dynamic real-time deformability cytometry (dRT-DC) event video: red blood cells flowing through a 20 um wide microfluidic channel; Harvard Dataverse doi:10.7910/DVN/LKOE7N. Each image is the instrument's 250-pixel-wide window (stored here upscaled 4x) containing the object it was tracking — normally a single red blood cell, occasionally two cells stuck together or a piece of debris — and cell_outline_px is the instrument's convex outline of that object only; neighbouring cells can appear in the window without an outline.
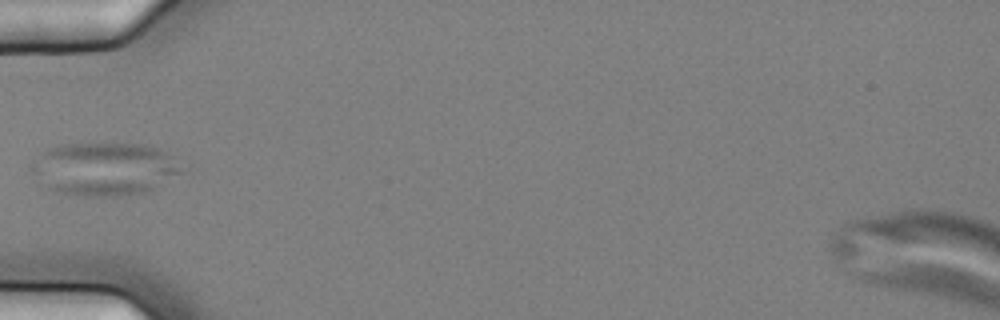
{"species": "common noctule bat (a hibernating species)", "species_latin": "Nyctalus noctula", "temperature_condition": "cold", "stored_images_in_passage": 10, "camera_frame_rate_fps": 3000, "um_per_image_px": 0.085, "animal": {"sex": "female", "body_mass_g": 25.1}, "frame": {"image": 1, "passage_image": 6, "time_ms": 1.667, "image_size_px": [1000, 320], "cell_outline_px": [[184, 172], [148, 192], [116, 196], [84, 196], [60, 192], [36, 184], [28, 164], [48, 148], [56, 144], [144, 144], [160, 148], [172, 156]], "centroid_in_image_um": [8.81, 14.36], "position_along_channel_um": 76.2, "area_um2": 46.99}}
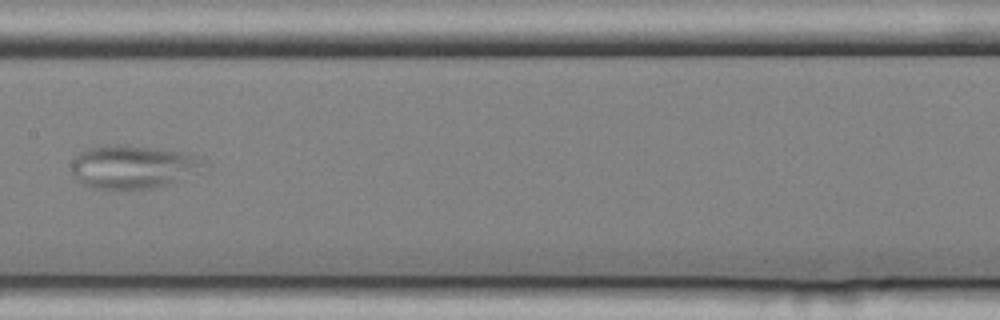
{"frame": {"image": 2, "passage_image": 9, "time_ms": 2.667, "image_size_px": [1000, 320], "cell_outline_px": [[208, 168], [200, 172], [172, 184], [148, 188], [112, 192], [88, 188], [80, 184], [72, 172], [72, 160], [84, 148], [104, 144], [128, 144], [160, 148], [184, 152], [200, 156], [208, 164]], "centroid_in_image_um": [11.32, 14.2], "position_along_channel_um": 196.1, "area_um2": 35.26}}
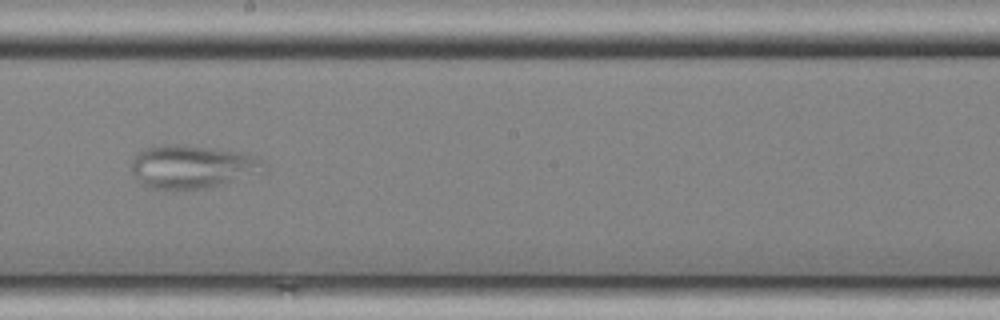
{"frame": {"image": 3, "passage_image": 10, "time_ms": 3.0, "image_size_px": [1000, 320], "cell_outline_px": [[268, 168], [260, 172], [220, 184], [204, 188], [172, 192], [152, 188], [140, 184], [132, 172], [132, 156], [136, 152], [144, 148], [160, 144], [180, 144], [240, 152], [256, 156], [264, 160]], "centroid_in_image_um": [16.26, 14.18], "position_along_channel_um": 231.9, "area_um2": 33.93}}